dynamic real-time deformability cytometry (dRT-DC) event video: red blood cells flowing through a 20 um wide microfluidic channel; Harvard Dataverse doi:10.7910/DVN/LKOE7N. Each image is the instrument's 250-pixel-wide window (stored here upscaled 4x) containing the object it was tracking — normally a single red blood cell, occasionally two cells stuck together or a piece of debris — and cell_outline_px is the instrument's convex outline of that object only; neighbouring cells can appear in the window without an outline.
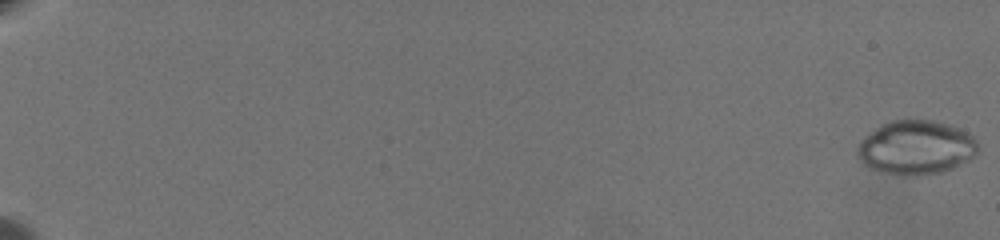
{"species": "common noctule bat (a hibernating species)", "species_latin": "Nyctalus noctula", "temperature_condition": "warm", "stored_images_in_passage": 67, "camera_frame_rate_fps": 3000, "um_per_image_px": 0.085, "animal": {"sex": "female", "body_mass_g": 19.5, "forearm_length_mm": 54.1}, "frame": {"image": 1, "passage_image": 1, "time_ms": 0.0, "image_size_px": [1000, 240], "cell_outline_px": [[976, 152], [968, 160], [952, 168], [940, 172], [920, 176], [904, 176], [880, 172], [864, 164], [860, 160], [856, 152], [860, 140], [864, 136], [876, 128], [884, 124], [896, 120], [928, 120], [944, 124], [968, 132], [976, 140]], "centroid_in_image_um": [77.82, 12.56], "position_along_channel_um": 7.2, "area_um2": 37.57}}
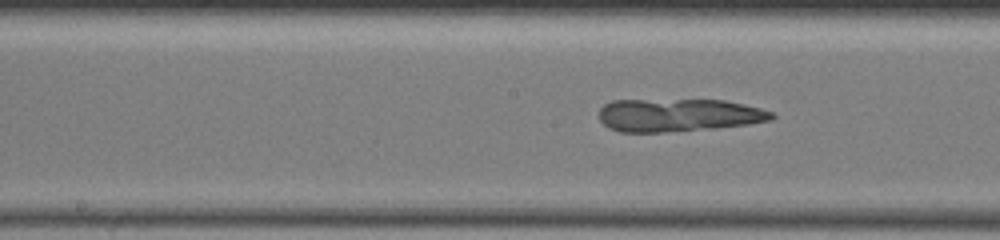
{"frame": {"image": 2, "passage_image": 39, "time_ms": 12.667, "image_size_px": [1000, 240], "cell_outline_px": [[776, 116], [772, 120], [748, 124], [716, 128], [664, 132], [620, 132], [608, 128], [600, 120], [600, 108], [604, 104], [612, 100], [724, 100], [760, 108], [772, 112]], "centroid_in_image_um": [57.66, 9.79], "position_along_channel_um": 190.5, "area_um2": 33.18}}
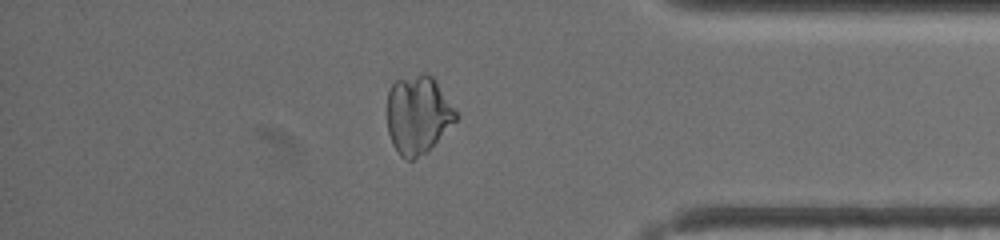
{"frame": {"image": 3, "passage_image": 59, "time_ms": 19.333, "image_size_px": [1000, 240], "cell_outline_px": [[460, 116], [428, 152], [412, 160], [404, 160], [400, 156], [392, 144], [388, 132], [388, 92], [392, 84], [396, 80], [424, 72], [432, 76]], "centroid_in_image_um": [35.53, 9.78], "position_along_channel_um": 399.7, "area_um2": 31.5}}